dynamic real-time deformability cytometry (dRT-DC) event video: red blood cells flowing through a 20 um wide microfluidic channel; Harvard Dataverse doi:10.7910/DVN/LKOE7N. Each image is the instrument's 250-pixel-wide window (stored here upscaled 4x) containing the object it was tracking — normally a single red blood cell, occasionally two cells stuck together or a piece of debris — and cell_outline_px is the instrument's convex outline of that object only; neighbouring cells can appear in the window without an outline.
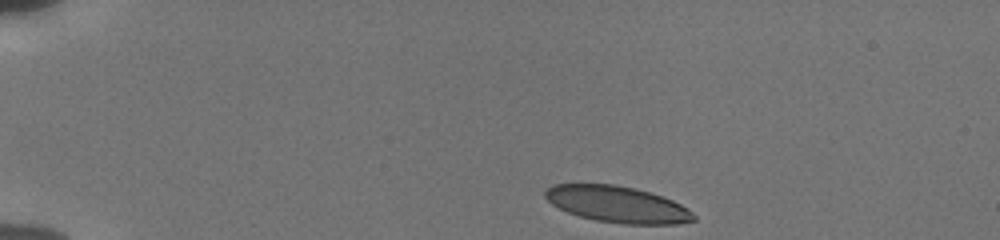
{"species": "human", "species_latin": "Homo sapiens", "temperature_condition": "cold", "stored_images_in_passage": 45, "camera_frame_rate_fps": 3000, "um_per_image_px": 0.085, "donor": {"sex": "male"}, "frame": {"image": 1, "passage_image": 1, "time_ms": 0.0, "image_size_px": [1000, 240], "cell_outline_px": [[696, 220], [676, 224], [624, 224], [596, 220], [580, 216], [568, 212], [552, 204], [544, 196], [544, 192], [548, 188], [556, 184], [616, 184], [636, 188], [664, 196], [688, 208], [696, 216]], "centroid_in_image_um": [52.51, 17.36], "position_along_channel_um": 32.5, "area_um2": 31.5}}
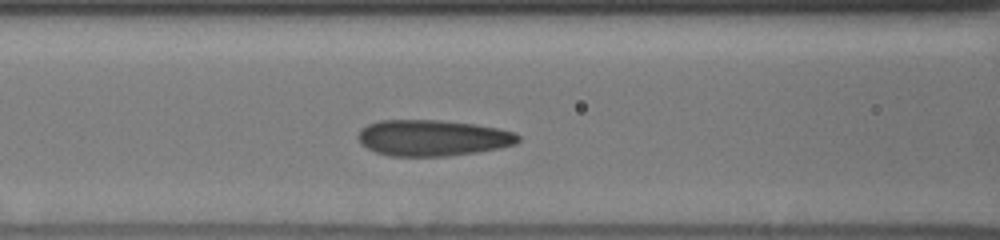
{"frame": {"image": 2, "passage_image": 15, "time_ms": 4.667, "image_size_px": [1000, 240], "cell_outline_px": [[520, 140], [516, 144], [500, 148], [476, 152], [448, 156], [388, 156], [376, 152], [360, 144], [356, 136], [360, 128], [368, 124], [380, 120], [440, 120], [476, 124], [500, 128], [516, 132], [520, 136]], "centroid_in_image_um": [36.78, 11.72], "position_along_channel_um": 129.8, "area_um2": 34.1}}
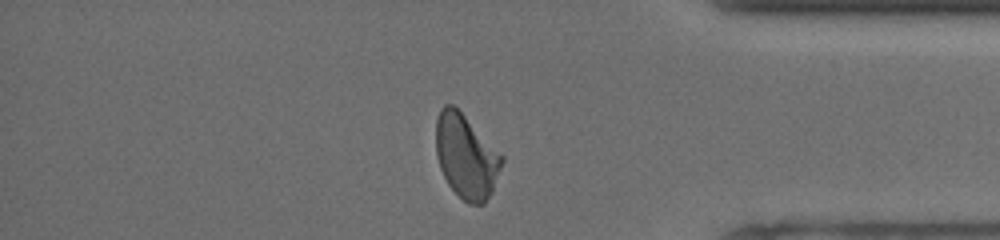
{"frame": {"image": 3, "passage_image": 37, "time_ms": 12.0, "image_size_px": [1000, 240], "cell_outline_px": [[504, 160], [492, 192], [484, 204], [468, 204], [448, 184], [440, 168], [436, 156], [436, 120], [440, 108], [444, 104], [452, 104], [504, 156]], "centroid_in_image_um": [39.62, 13.3], "position_along_channel_um": 395.6, "area_um2": 31.96}, "authors_computed_cell_mechanics": {"area_um2": 32.7148, "velocity_mm_per_s": 3.8305, "shape_relaxation_time_tau1_ms": null, "shape_relaxation_time_tau2_ms": 0.9831, "deformation_change_tau1": null, "deformation_change_tau2": 0.0594}}